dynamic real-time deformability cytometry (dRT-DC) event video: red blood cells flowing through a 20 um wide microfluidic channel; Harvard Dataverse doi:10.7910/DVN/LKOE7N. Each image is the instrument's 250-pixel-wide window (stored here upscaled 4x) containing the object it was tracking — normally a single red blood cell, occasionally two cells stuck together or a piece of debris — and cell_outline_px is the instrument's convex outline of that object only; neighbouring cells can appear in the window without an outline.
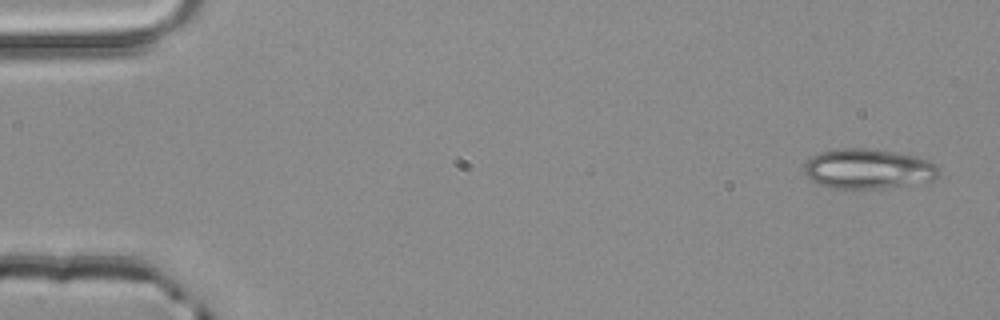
{"species": "common noctule bat (a hibernating species)", "species_latin": "Nyctalus noctula", "temperature_condition": "room temperature", "stored_images_in_passage": 5, "segment_of_instrument_passage": [1, 2], "camera_frame_rate_fps": 3000, "um_per_image_px": 0.085, "animal": {"sex": "male", "body_mass_g": 20.4}, "frame": {"image": 1, "passage_image": 1, "time_ms": 0.0, "image_size_px": [1000, 320], "cell_outline_px": [[940, 172], [932, 180], [884, 188], [836, 188], [820, 184], [812, 180], [804, 172], [804, 164], [812, 156], [820, 152], [836, 148], [872, 148], [916, 156], [928, 160], [936, 164], [940, 168]], "centroid_in_image_um": [73.79, 14.33], "position_along_channel_um": 11.2, "area_um2": 31.21}}